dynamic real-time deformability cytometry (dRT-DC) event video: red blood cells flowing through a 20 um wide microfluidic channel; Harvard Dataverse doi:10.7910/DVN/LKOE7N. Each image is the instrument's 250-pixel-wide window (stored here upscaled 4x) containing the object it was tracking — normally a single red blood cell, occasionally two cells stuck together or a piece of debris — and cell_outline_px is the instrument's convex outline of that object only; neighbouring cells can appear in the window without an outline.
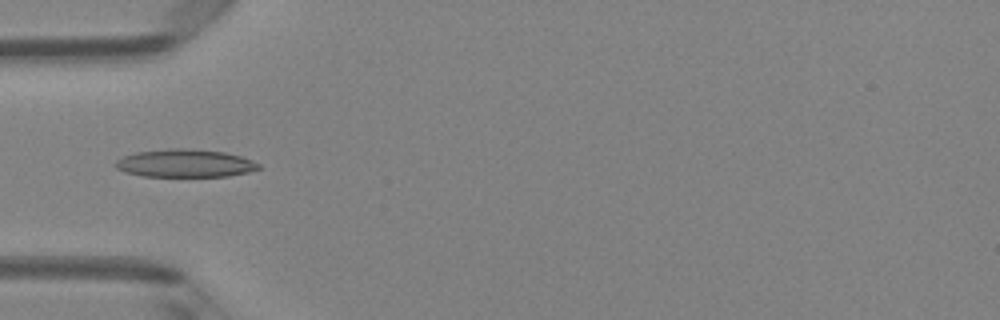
{"species": "Egyptian fruit bat (a non-hibernating species)", "species_latin": "Rousettus aegyptiacus", "temperature_condition": "room temperature", "stored_images_in_passage": 4, "camera_frame_rate_fps": 3000, "um_per_image_px": 0.085, "animal": {"sex": "female"}, "frame": {"image": 1, "passage_image": 4, "time_ms": 1.0, "image_size_px": [1000, 320], "cell_outline_px": [[260, 168], [248, 172], [228, 176], [144, 176], [124, 172], [116, 168], [112, 164], [120, 156], [136, 152], [168, 148], [188, 148], [224, 152], [240, 156], [252, 160], [260, 164]], "centroid_in_image_um": [15.67, 13.87], "position_along_channel_um": 69.3, "area_um2": 23.47}}